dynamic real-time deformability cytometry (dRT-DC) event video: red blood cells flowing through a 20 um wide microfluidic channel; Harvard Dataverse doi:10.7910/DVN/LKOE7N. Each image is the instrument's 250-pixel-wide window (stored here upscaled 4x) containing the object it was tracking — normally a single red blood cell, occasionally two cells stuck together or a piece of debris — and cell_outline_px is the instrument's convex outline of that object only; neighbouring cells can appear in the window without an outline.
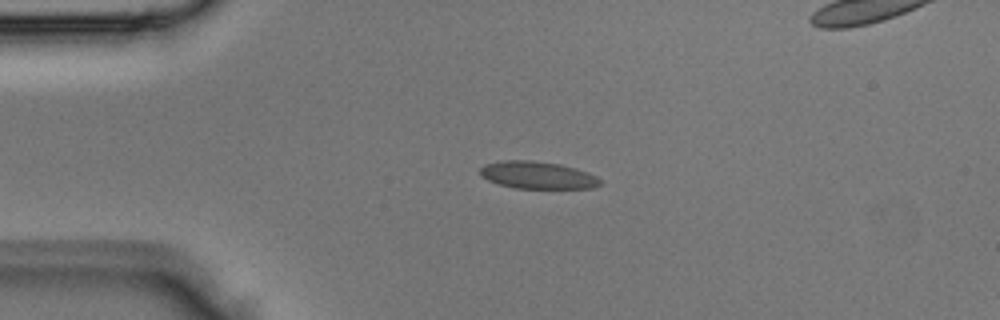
{"species": "Egyptian fruit bat (a non-hibernating species)", "species_latin": "Rousettus aegyptiacus", "temperature_condition": "room temperature", "stored_images_in_passage": 3, "camera_frame_rate_fps": 3000, "um_per_image_px": 0.085, "animal": {"sex": "male"}, "frame": {"image": 1, "passage_image": 2, "time_ms": 0.333, "image_size_px": [1000, 320], "cell_outline_px": [[600, 184], [592, 188], [516, 188], [500, 184], [488, 180], [480, 176], [480, 168], [484, 164], [504, 160], [532, 160], [560, 164], [576, 168], [588, 172], [596, 176], [600, 180]], "centroid_in_image_um": [45.67, 14.87], "position_along_channel_um": 39.3, "area_um2": 19.07}}